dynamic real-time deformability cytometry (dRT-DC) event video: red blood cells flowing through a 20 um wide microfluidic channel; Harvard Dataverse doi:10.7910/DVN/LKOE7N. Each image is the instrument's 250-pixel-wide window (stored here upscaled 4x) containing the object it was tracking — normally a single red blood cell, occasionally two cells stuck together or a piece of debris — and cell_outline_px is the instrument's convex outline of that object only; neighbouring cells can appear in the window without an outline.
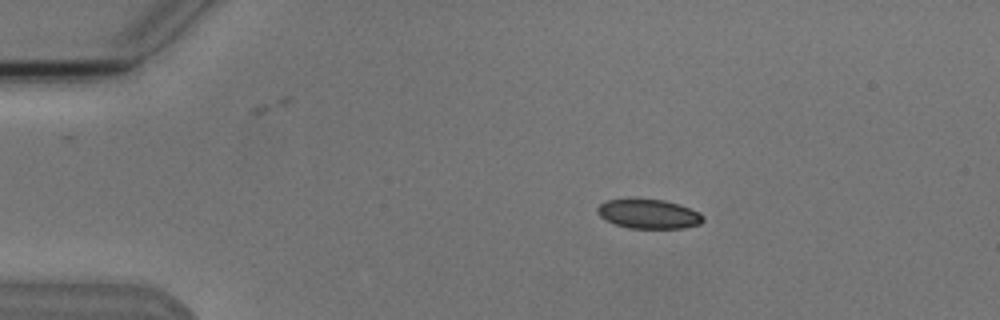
{"species": "Egyptian fruit bat (a non-hibernating species)", "species_latin": "Rousettus aegyptiacus", "temperature_condition": "cold", "stored_images_in_passage": 8, "camera_frame_rate_fps": 3000, "um_per_image_px": 0.085, "animal": {"sex": "male"}, "frame": {"image": 1, "passage_image": 3, "time_ms": 2.333, "image_size_px": [1000, 320], "cell_outline_px": [[704, 220], [700, 224], [684, 228], [628, 228], [604, 220], [596, 212], [596, 208], [600, 204], [608, 200], [664, 200], [680, 204], [700, 212], [704, 216]], "centroid_in_image_um": [55.16, 18.2], "position_along_channel_um": 29.8, "area_um2": 17.98}}
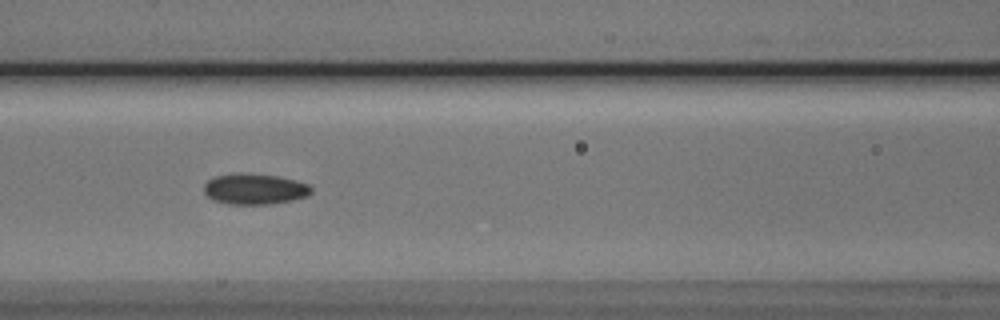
{"frame": {"image": 2, "passage_image": 7, "time_ms": 7.0, "image_size_px": [1000, 320], "cell_outline_px": [[312, 192], [308, 196], [292, 200], [268, 204], [228, 204], [212, 200], [204, 192], [204, 184], [208, 180], [216, 176], [236, 172], [276, 176], [296, 180], [308, 184], [312, 188]], "centroid_in_image_um": [21.63, 16.06], "position_along_channel_um": 145.0, "area_um2": 19.31}}
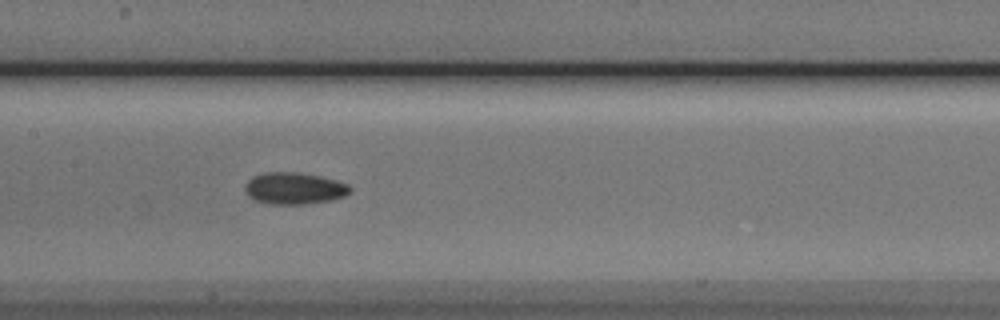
{"frame": {"image": 3, "passage_image": 8, "time_ms": 8.0, "image_size_px": [1000, 320], "cell_outline_px": [[352, 192], [344, 196], [332, 200], [304, 204], [268, 204], [252, 200], [248, 196], [244, 188], [244, 184], [252, 176], [264, 172], [296, 172], [320, 176], [336, 180], [348, 184], [352, 188]], "centroid_in_image_um": [24.99, 16.01], "position_along_channel_um": 182.4, "area_um2": 19.77}}